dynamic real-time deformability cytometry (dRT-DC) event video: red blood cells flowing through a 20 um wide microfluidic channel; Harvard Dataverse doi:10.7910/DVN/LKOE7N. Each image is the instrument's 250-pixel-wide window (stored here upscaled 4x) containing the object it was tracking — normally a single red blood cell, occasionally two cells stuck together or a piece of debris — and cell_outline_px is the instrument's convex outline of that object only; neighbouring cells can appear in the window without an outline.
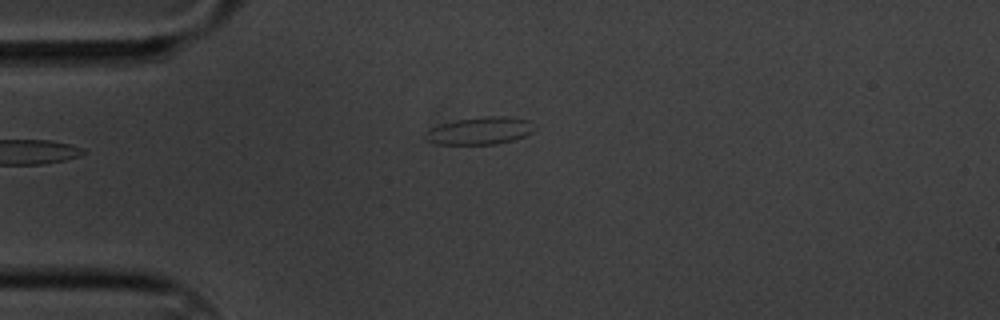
{"species": "common noctule bat (a hibernating species)", "species_latin": "Nyctalus noctula", "temperature_condition": "cold", "stored_images_in_passage": 42, "camera_frame_rate_fps": 3000, "um_per_image_px": 0.085, "animal": {"sex": "male", "body_mass_g": 20.1, "forearm_length_mm": 53.5}, "frame": {"image": 1, "passage_image": 1, "time_ms": 0.0, "image_size_px": [1000, 320], "cell_outline_px": [[536, 128], [532, 132], [524, 136], [512, 140], [496, 144], [436, 144], [424, 140], [424, 132], [440, 124], [456, 120], [484, 116], [508, 116], [528, 120], [536, 124]], "centroid_in_image_um": [40.8, 11.11], "position_along_channel_um": 44.2, "area_um2": 17.63}}
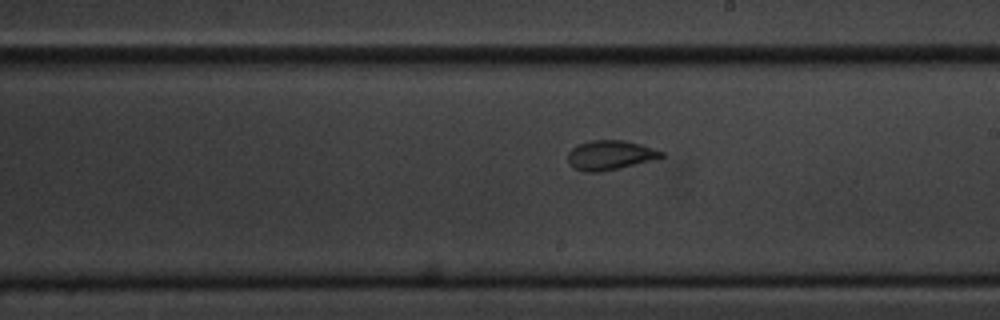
{"frame": {"image": 2, "passage_image": 20, "time_ms": 6.333, "image_size_px": [1000, 320], "cell_outline_px": [[664, 156], [620, 168], [600, 172], [584, 172], [572, 168], [568, 164], [568, 152], [576, 144], [592, 140], [624, 140], [640, 144], [664, 152]], "centroid_in_image_um": [51.78, 13.19], "position_along_channel_um": 237.2, "area_um2": 16.07}}
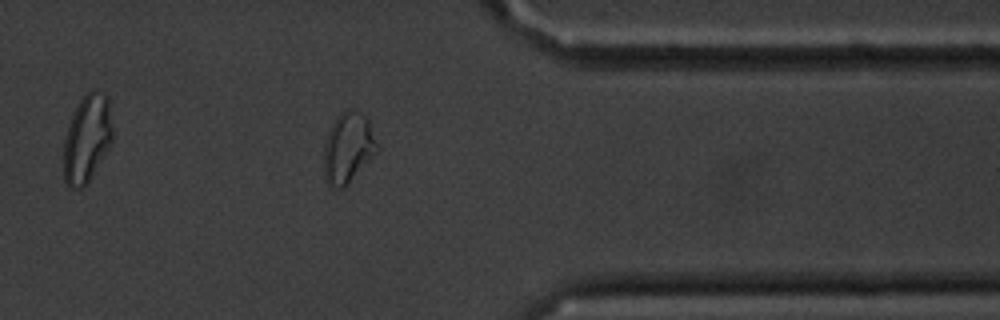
{"frame": {"image": 3, "passage_image": 34, "time_ms": 11.0, "image_size_px": [1000, 320], "cell_outline_px": [[380, 148], [348, 184], [344, 188], [336, 188], [328, 184], [324, 176], [324, 148], [332, 124], [340, 112], [348, 108], [360, 112], [368, 120]], "centroid_in_image_um": [29.6, 12.57], "position_along_channel_um": 381.8, "area_um2": 21.68}, "authors_computed_cell_mechanics": {"area_um2": 16.1262, "velocity_mm_per_s": 3.3193, "shape_relaxation_time_tau1_ms": 10.3038, "shape_relaxation_time_tau2_ms": 1.165, "deformation_change_tau1": 0.2403, "deformation_change_tau2": 0.0549}}